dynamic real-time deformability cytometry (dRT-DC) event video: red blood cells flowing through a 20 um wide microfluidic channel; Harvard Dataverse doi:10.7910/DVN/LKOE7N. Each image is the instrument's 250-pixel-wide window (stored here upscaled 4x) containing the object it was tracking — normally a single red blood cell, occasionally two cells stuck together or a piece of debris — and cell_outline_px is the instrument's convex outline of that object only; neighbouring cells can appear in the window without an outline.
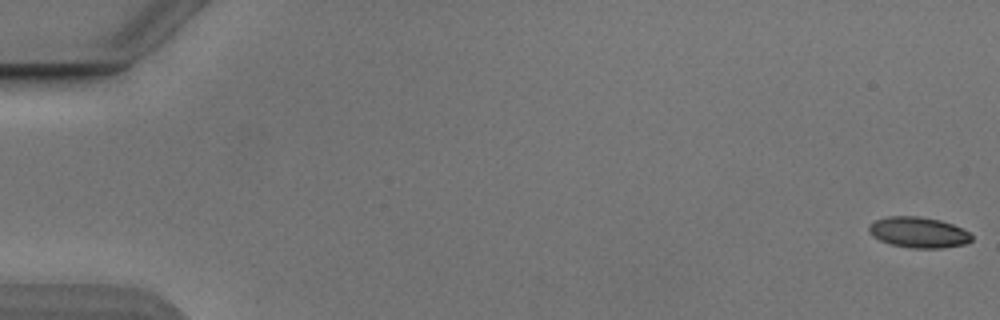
{"species": "Egyptian fruit bat (a non-hibernating species)", "species_latin": "Rousettus aegyptiacus", "temperature_condition": "cold", "stored_images_in_passage": 13, "camera_frame_rate_fps": 3000, "um_per_image_px": 0.085, "animal": {"sex": "male"}, "frame": {"image": 1, "passage_image": 1, "time_ms": 0.0, "image_size_px": [1000, 320], "cell_outline_px": [[972, 240], [964, 244], [940, 248], [912, 248], [892, 244], [880, 240], [872, 236], [868, 232], [868, 224], [876, 220], [888, 216], [920, 216], [940, 220], [964, 228], [972, 236]], "centroid_in_image_um": [78.06, 19.74], "position_along_channel_um": 6.9, "area_um2": 18.44}}